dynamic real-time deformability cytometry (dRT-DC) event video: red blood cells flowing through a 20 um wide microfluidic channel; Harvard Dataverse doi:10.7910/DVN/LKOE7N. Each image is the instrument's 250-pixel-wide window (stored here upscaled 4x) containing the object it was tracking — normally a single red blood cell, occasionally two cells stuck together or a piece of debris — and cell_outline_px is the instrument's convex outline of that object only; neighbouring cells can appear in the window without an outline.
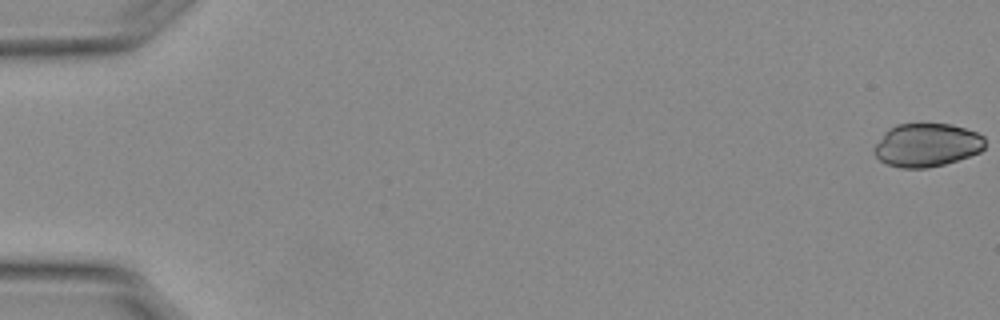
{"species": "Egyptian fruit bat (a non-hibernating species)", "species_latin": "Rousettus aegyptiacus", "temperature_condition": "warm", "stored_images_in_passage": 24, "camera_frame_rate_fps": 3000, "um_per_image_px": 0.085, "animal": {"sex": "female"}, "frame": {"image": 1, "passage_image": 1, "time_ms": 0.0, "image_size_px": [1000, 320], "cell_outline_px": [[984, 148], [980, 152], [944, 164], [928, 168], [900, 168], [888, 164], [880, 160], [872, 152], [872, 148], [884, 132], [888, 128], [896, 124], [952, 124], [976, 132], [984, 136]], "centroid_in_image_um": [78.74, 12.33], "position_along_channel_um": 6.3, "area_um2": 28.09}}
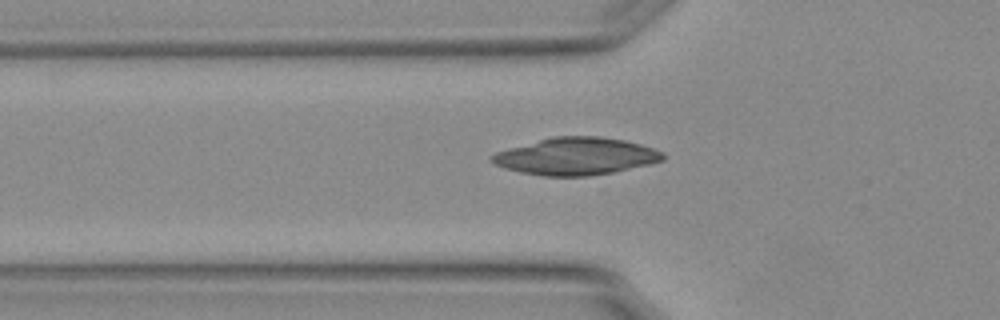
{"frame": {"image": 2, "passage_image": 20, "time_ms": 6.333, "image_size_px": [1000, 320], "cell_outline_px": [[664, 160], [648, 164], [612, 172], [588, 176], [544, 176], [520, 172], [496, 164], [488, 160], [496, 152], [552, 136], [600, 136], [624, 140], [640, 144], [664, 152]], "centroid_in_image_um": [48.97, 13.28], "position_along_channel_um": 76.8, "area_um2": 36.76}}
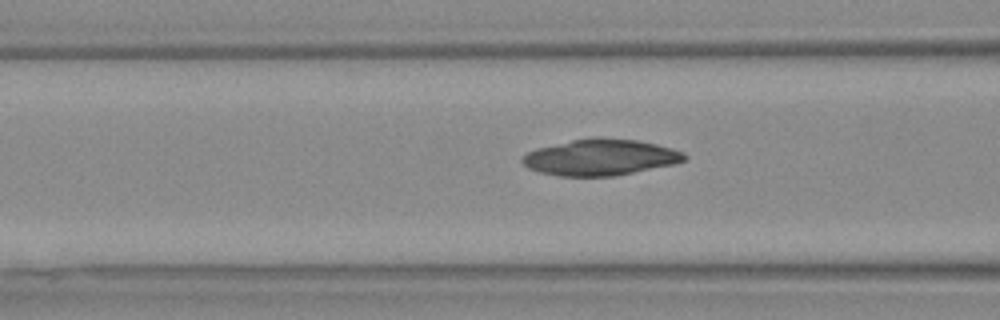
{"frame": {"image": 3, "passage_image": 23, "time_ms": 7.333, "image_size_px": [1000, 320], "cell_outline_px": [[688, 156], [684, 160], [676, 164], [612, 176], [560, 176], [540, 172], [528, 168], [520, 160], [528, 152], [536, 148], [572, 140], [592, 136], [600, 136], [636, 140], [656, 144], [672, 148]], "centroid_in_image_um": [51.03, 13.36], "position_along_channel_um": 115.6, "area_um2": 34.22}}